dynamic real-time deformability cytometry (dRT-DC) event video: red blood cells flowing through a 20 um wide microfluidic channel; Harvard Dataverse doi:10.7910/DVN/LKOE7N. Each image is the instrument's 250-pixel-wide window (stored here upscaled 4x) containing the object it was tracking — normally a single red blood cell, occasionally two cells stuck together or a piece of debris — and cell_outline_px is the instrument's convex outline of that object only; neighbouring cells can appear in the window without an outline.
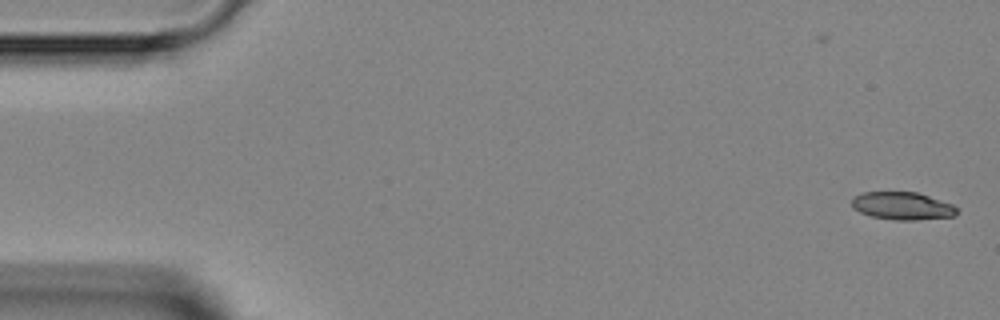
{"species": "Egyptian fruit bat (a non-hibernating species)", "species_latin": "Rousettus aegyptiacus", "temperature_condition": "room temperature", "stored_images_in_passage": 4, "camera_frame_rate_fps": 3000, "um_per_image_px": 0.085, "animal": {"sex": "female"}, "frame": {"image": 1, "passage_image": 1, "time_ms": 0.0, "image_size_px": [1000, 320], "cell_outline_px": [[956, 216], [916, 220], [896, 220], [872, 216], [860, 212], [852, 208], [852, 200], [856, 196], [864, 192], [916, 192], [952, 204], [956, 208]], "centroid_in_image_um": [76.7, 17.51], "position_along_channel_um": 8.3, "area_um2": 16.76}}